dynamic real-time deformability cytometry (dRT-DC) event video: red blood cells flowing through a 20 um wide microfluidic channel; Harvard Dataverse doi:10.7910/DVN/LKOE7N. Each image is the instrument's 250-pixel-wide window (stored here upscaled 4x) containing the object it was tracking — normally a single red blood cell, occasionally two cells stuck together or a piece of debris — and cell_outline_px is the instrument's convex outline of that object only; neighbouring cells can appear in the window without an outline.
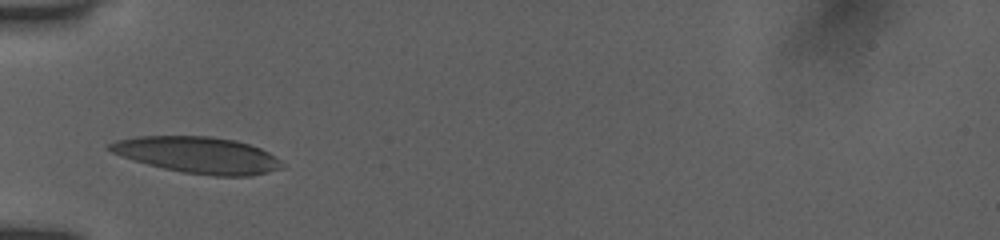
{"species": "human", "species_latin": "Homo sapiens", "temperature_condition": "room temperature", "stored_images_in_passage": 26, "camera_frame_rate_fps": 3000, "um_per_image_px": 0.085, "donor": {"sex": "female"}, "frame": {"image": 1, "passage_image": 2, "time_ms": 0.333, "image_size_px": [1000, 240], "cell_outline_px": [[284, 168], [252, 176], [212, 176], [184, 172], [164, 168], [148, 164], [112, 152], [104, 148], [108, 144], [116, 140], [136, 136], [212, 136], [236, 140], [260, 148], [276, 156], [284, 164]], "centroid_in_image_um": [16.85, 13.17], "position_along_channel_um": 68.1, "area_um2": 36.59}}
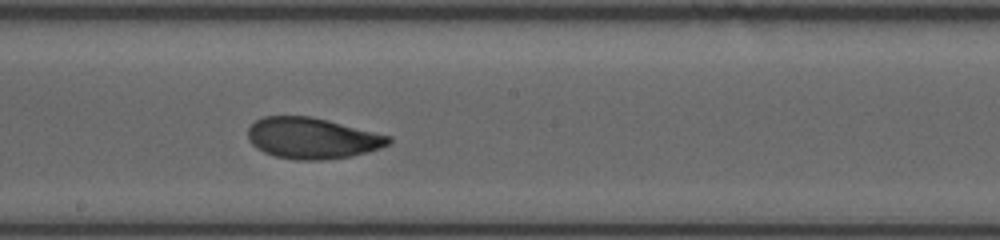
{"frame": {"image": 2, "passage_image": 12, "time_ms": 3.667, "image_size_px": [1000, 240], "cell_outline_px": [[392, 140], [388, 144], [380, 148], [368, 152], [352, 156], [320, 160], [296, 160], [276, 156], [264, 152], [256, 148], [248, 140], [248, 128], [256, 120], [264, 116], [312, 116], [392, 136]], "centroid_in_image_um": [26.54, 11.74], "position_along_channel_um": 221.7, "area_um2": 33.76}}
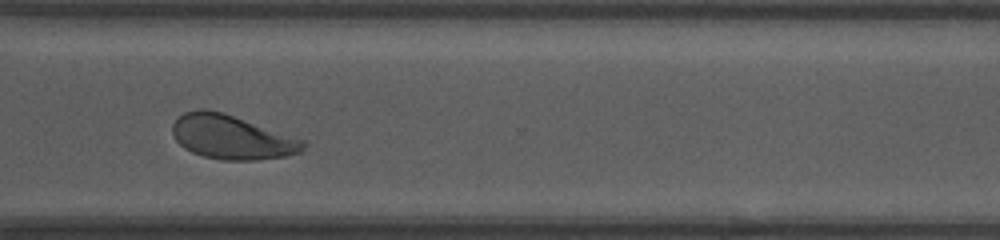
{"frame": {"image": 3, "passage_image": 21, "time_ms": 6.667, "image_size_px": [1000, 240], "cell_outline_px": [[308, 144], [300, 152], [284, 156], [256, 160], [220, 160], [204, 156], [192, 152], [184, 148], [176, 140], [172, 132], [172, 124], [184, 112], [200, 108], [204, 108], [224, 112], [308, 140]], "centroid_in_image_um": [19.74, 11.64], "position_along_channel_um": 350.9, "area_um2": 34.04}, "authors_computed_cell_mechanics": {"area_um2": 34.2465, "velocity_mm_per_s": 3.9302, "shape_relaxation_time_tau1_ms": 2.4313, "shape_relaxation_time_tau2_ms": 1.0632, "deformation_change_tau1": 0.1301, "deformation_change_tau2": 0.0643}}